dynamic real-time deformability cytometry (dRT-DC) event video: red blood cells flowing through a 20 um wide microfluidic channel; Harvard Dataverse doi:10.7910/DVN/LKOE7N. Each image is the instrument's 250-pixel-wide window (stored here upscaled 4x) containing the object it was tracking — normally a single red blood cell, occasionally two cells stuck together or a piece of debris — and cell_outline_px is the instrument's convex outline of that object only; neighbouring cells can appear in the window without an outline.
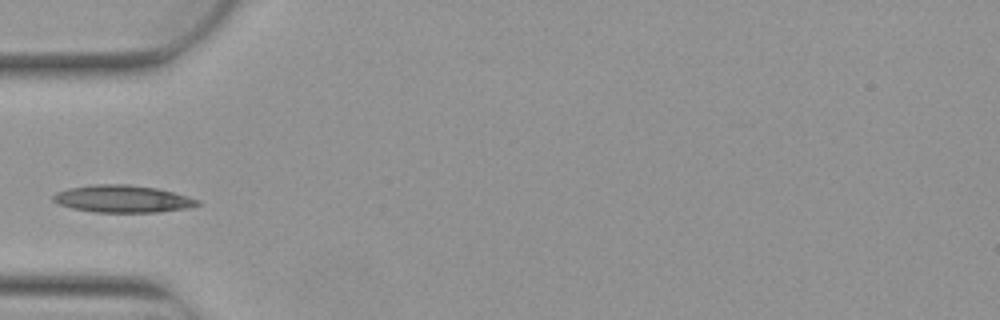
{"species": "Egyptian fruit bat (a non-hibernating species)", "species_latin": "Rousettus aegyptiacus", "temperature_condition": "warm", "stored_images_in_passage": 1, "camera_frame_rate_fps": 3000, "um_per_image_px": 0.085, "animal": {"sex": "female"}, "frame": {"image": 1, "passage_image": 1, "time_ms": 0.0, "image_size_px": [1000, 320], "cell_outline_px": [[200, 204], [188, 208], [160, 212], [92, 212], [72, 208], [60, 204], [52, 200], [52, 196], [56, 192], [68, 188], [92, 184], [128, 184], [156, 188], [188, 196], [200, 200]], "centroid_in_image_um": [10.41, 16.9], "position_along_channel_um": 74.6, "area_um2": 23.0}}